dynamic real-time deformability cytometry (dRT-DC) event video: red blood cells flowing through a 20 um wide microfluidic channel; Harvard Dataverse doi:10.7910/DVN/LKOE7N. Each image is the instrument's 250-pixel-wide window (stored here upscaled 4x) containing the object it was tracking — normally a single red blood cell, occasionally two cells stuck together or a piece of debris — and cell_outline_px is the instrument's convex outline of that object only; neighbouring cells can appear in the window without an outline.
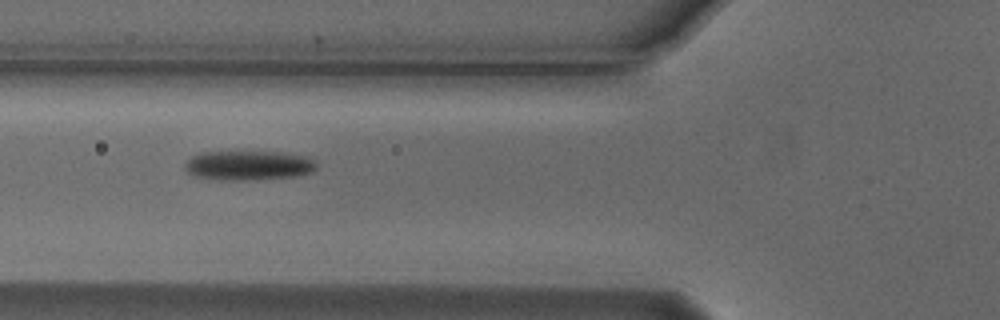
{"species": "Egyptian fruit bat (a non-hibernating species)", "species_latin": "Rousettus aegyptiacus", "temperature_condition": "cold", "stored_images_in_passage": 5, "camera_frame_rate_fps": 3000, "um_per_image_px": 0.085, "animal": {"sex": "male"}, "frame": {"image": 1, "passage_image": 3, "time_ms": 0.667, "image_size_px": [1000, 320], "cell_outline_px": [[316, 168], [312, 172], [292, 176], [248, 180], [220, 180], [196, 176], [188, 172], [184, 168], [184, 164], [192, 156], [200, 152], [280, 152], [308, 156], [316, 160]], "centroid_in_image_um": [21.13, 14.05], "position_along_channel_um": 104.7, "area_um2": 22.6}}
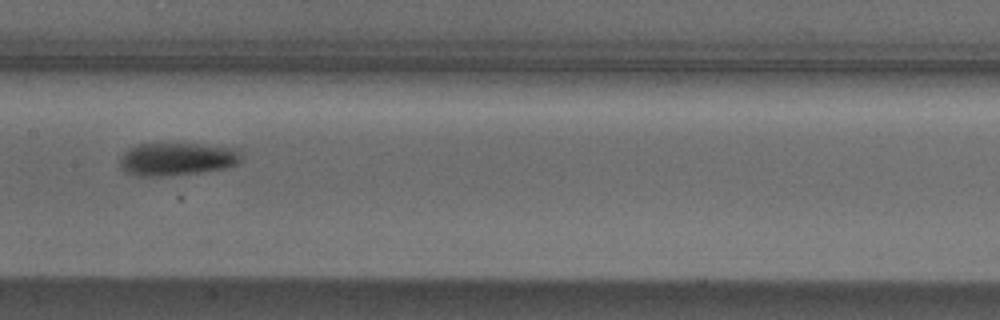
{"frame": {"image": 2, "passage_image": 5, "time_ms": 1.333, "image_size_px": [1000, 320], "cell_outline_px": [[240, 160], [236, 164], [224, 168], [200, 172], [160, 176], [140, 176], [128, 172], [120, 168], [120, 156], [128, 148], [136, 144], [196, 144], [232, 148], [240, 152]], "centroid_in_image_um": [14.98, 13.52], "position_along_channel_um": 192.4, "area_um2": 22.89}}